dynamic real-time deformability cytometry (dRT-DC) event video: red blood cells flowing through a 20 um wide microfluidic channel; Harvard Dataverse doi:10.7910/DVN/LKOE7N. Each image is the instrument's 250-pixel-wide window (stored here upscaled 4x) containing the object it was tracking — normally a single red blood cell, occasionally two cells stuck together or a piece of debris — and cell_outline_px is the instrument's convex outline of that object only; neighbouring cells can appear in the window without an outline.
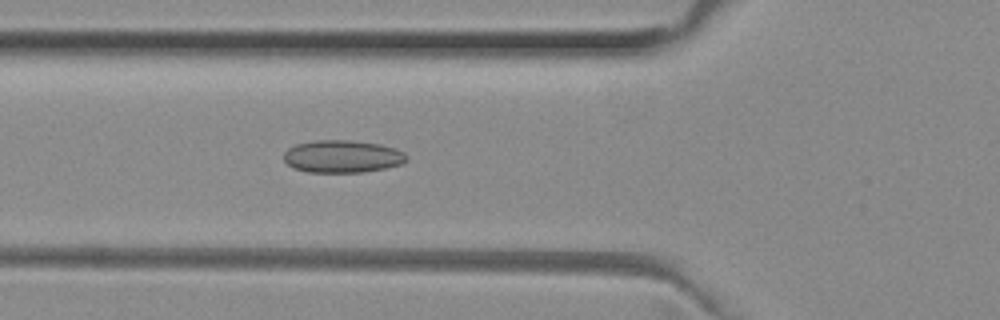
{"species": "common noctule bat (a hibernating species)", "species_latin": "Nyctalus noctula", "temperature_condition": "room temperature", "stored_images_in_passage": 43, "camera_frame_rate_fps": 3000, "um_per_image_px": 0.085, "animal": {"sex": "female", "body_mass_g": 29.2, "forearm_length_mm": 56.3}, "frame": {"image": 1, "passage_image": 14, "time_ms": 4.333, "image_size_px": [1000, 320], "cell_outline_px": [[408, 160], [400, 164], [384, 168], [364, 172], [308, 172], [292, 168], [284, 160], [284, 152], [288, 148], [296, 144], [316, 140], [348, 140], [380, 144], [396, 148], [404, 152], [408, 156]], "centroid_in_image_um": [29.1, 13.29], "position_along_channel_um": 96.7, "area_um2": 23.35}}
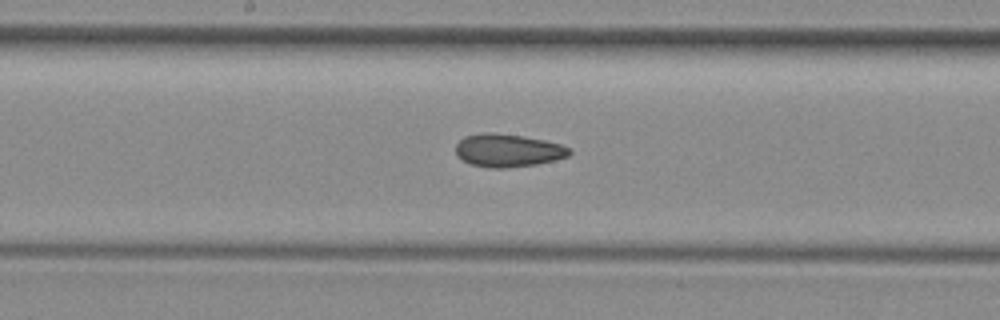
{"frame": {"image": 2, "passage_image": 22, "time_ms": 7.0, "image_size_px": [1000, 320], "cell_outline_px": [[572, 152], [568, 156], [556, 160], [536, 164], [504, 168], [488, 168], [468, 164], [456, 156], [456, 144], [464, 136], [484, 132], [488, 132], [524, 136], [544, 140], [560, 144], [572, 148]], "centroid_in_image_um": [43.16, 12.79], "position_along_channel_um": 205.0, "area_um2": 22.08}}
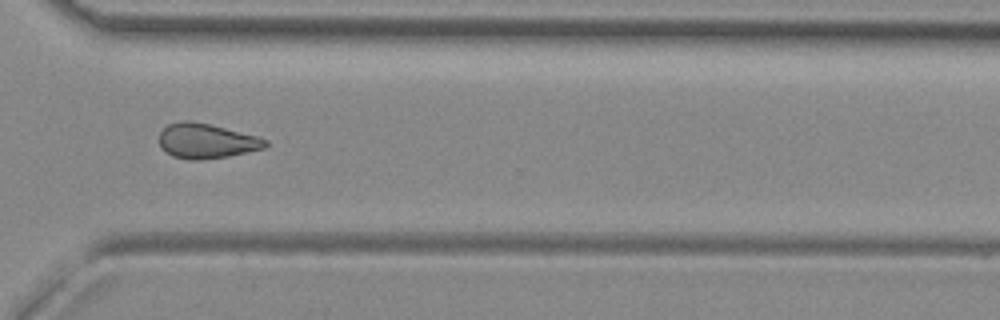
{"frame": {"image": 3, "passage_image": 33, "time_ms": 10.667, "image_size_px": [1000, 320], "cell_outline_px": [[268, 144], [264, 148], [228, 156], [200, 160], [188, 160], [172, 156], [160, 148], [160, 132], [168, 124], [184, 120], [188, 120], [208, 124], [260, 136], [268, 140]], "centroid_in_image_um": [17.55, 11.99], "position_along_channel_um": 353.1, "area_um2": 21.62}, "authors_computed_cell_mechanics": {"area_um2": 21.7906, "velocity_mm_per_s": 4.0385, "shape_relaxation_time_tau1_ms": null, "shape_relaxation_time_tau2_ms": 4.3595, "deformation_change_tau1": null, "deformation_change_tau2": 0.1009}}